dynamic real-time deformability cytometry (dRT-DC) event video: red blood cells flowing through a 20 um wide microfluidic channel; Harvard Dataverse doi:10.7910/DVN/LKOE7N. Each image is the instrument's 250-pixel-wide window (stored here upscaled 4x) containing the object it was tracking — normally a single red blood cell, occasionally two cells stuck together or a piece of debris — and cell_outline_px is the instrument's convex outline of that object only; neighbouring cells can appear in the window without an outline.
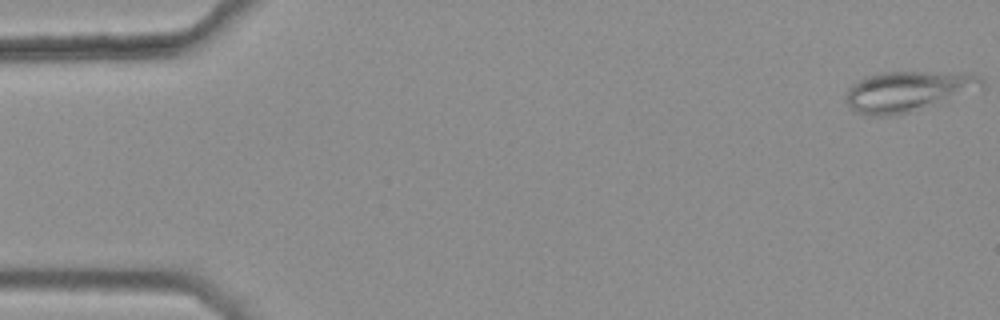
{"species": "common noctule bat (a hibernating species)", "species_latin": "Nyctalus noctula", "temperature_condition": "warm", "stored_images_in_passage": 47, "camera_frame_rate_fps": 3000, "um_per_image_px": 0.085, "animal": {"sex": "female", "body_mass_g": 25.1}, "frame": {"image": 1, "passage_image": 1, "time_ms": 0.0, "image_size_px": [1000, 320], "cell_outline_px": [[984, 88], [912, 112], [892, 116], [872, 116], [856, 112], [844, 100], [848, 88], [852, 84], [864, 76], [880, 72], [924, 72], [980, 76], [984, 80]], "centroid_in_image_um": [77.11, 7.78], "position_along_channel_um": 7.9, "area_um2": 31.85}}
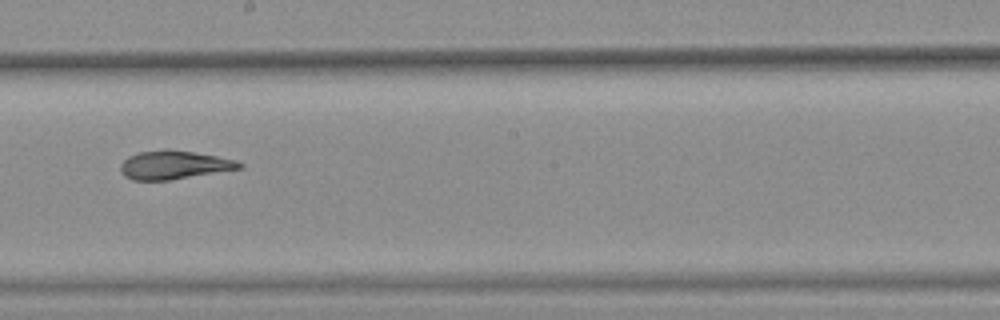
{"frame": {"image": 2, "passage_image": 30, "time_ms": 9.667, "image_size_px": [1000, 320], "cell_outline_px": [[244, 168], [168, 180], [132, 180], [124, 176], [120, 172], [120, 164], [128, 156], [140, 152], [164, 148], [192, 152], [216, 156], [236, 160], [244, 164]], "centroid_in_image_um": [14.77, 14.02], "position_along_channel_um": 233.4, "area_um2": 19.83}}
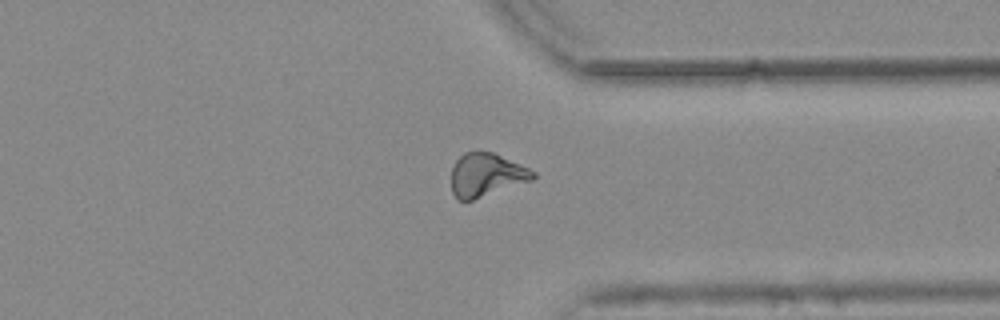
{"frame": {"image": 3, "passage_image": 41, "time_ms": 13.333, "image_size_px": [1000, 320], "cell_outline_px": [[536, 176], [532, 180], [472, 200], [456, 200], [452, 192], [452, 164], [464, 152], [492, 152], [528, 168], [536, 172]], "centroid_in_image_um": [41.3, 14.87], "position_along_channel_um": 370.1, "area_um2": 20.4}, "authors_computed_cell_mechanics": {"area_um2": 20.4612, "velocity_mm_per_s": 3.7712, "shape_relaxation_time_tau1_ms": null, "shape_relaxation_time_tau2_ms": 4.1702, "deformation_change_tau1": null, "deformation_change_tau2": 0.1144}}